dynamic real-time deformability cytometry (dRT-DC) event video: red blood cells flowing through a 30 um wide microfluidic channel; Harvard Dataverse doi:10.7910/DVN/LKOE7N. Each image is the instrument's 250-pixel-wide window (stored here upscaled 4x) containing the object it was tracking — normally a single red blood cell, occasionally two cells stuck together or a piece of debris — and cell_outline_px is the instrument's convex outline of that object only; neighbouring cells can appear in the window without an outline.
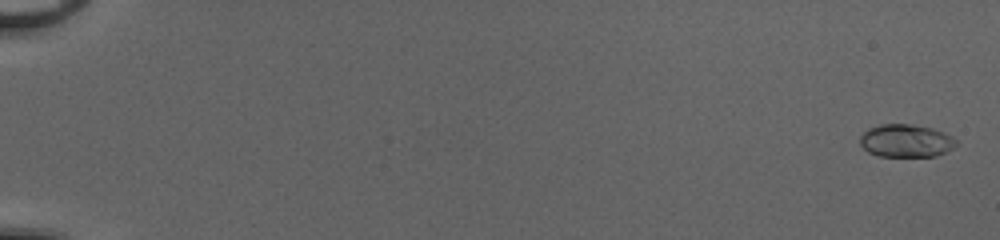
{"species": "common noctule bat (a hibernating species)", "species_latin": "Nyctalus noctula", "temperature_condition": "cold", "stored_images_in_passage": 53, "camera_frame_rate_fps": 3000, "um_per_image_px": 0.085, "animal": {"sex": "female", "body_mass_g": 20.0, "forearm_length_mm": 54.0}, "frame": {"image": 1, "passage_image": 2, "time_ms": 0.333, "image_size_px": [1000, 240], "cell_outline_px": [[956, 144], [952, 148], [936, 156], [880, 156], [868, 152], [860, 144], [860, 136], [868, 128], [880, 124], [912, 124], [932, 128], [944, 132], [952, 136], [956, 140]], "centroid_in_image_um": [76.99, 11.95], "position_along_channel_um": 8.0, "area_um2": 18.38}}
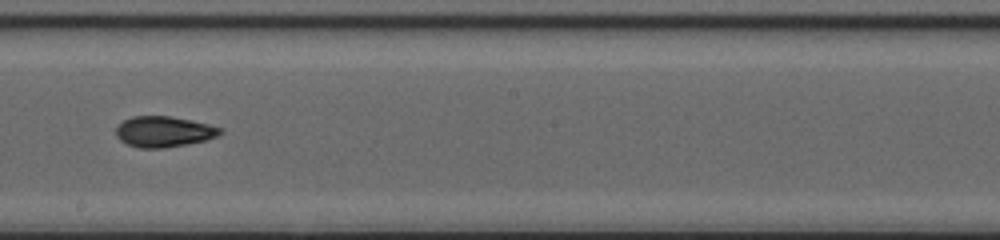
{"frame": {"image": 2, "passage_image": 33, "time_ms": 10.667, "image_size_px": [1000, 240], "cell_outline_px": [[224, 132], [208, 140], [188, 144], [164, 148], [140, 148], [128, 144], [120, 140], [116, 136], [116, 128], [124, 120], [132, 116], [172, 116], [208, 124], [224, 128]], "centroid_in_image_um": [13.96, 11.19], "position_along_channel_um": 234.2, "area_um2": 18.79}}
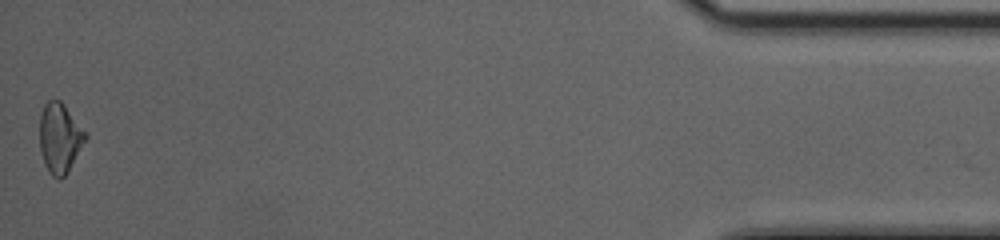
{"frame": {"image": 3, "passage_image": 53, "time_ms": 17.333, "image_size_px": [1000, 240], "cell_outline_px": [[88, 136], [68, 172], [60, 180], [52, 176], [48, 172], [44, 164], [40, 152], [40, 112], [44, 104], [48, 100], [60, 100], [64, 104], [88, 132]], "centroid_in_image_um": [5.09, 11.72], "position_along_channel_um": 430.1, "area_um2": 19.02}, "authors_computed_cell_mechanics": {"area_um2": 18.3804, "velocity_mm_per_s": 4.1311, "shape_relaxation_time_tau1_ms": 2.5785, "shape_relaxation_time_tau2_ms": 4.7165, "deformation_change_tau1": 0.1353, "deformation_change_tau2": 0.1064}}